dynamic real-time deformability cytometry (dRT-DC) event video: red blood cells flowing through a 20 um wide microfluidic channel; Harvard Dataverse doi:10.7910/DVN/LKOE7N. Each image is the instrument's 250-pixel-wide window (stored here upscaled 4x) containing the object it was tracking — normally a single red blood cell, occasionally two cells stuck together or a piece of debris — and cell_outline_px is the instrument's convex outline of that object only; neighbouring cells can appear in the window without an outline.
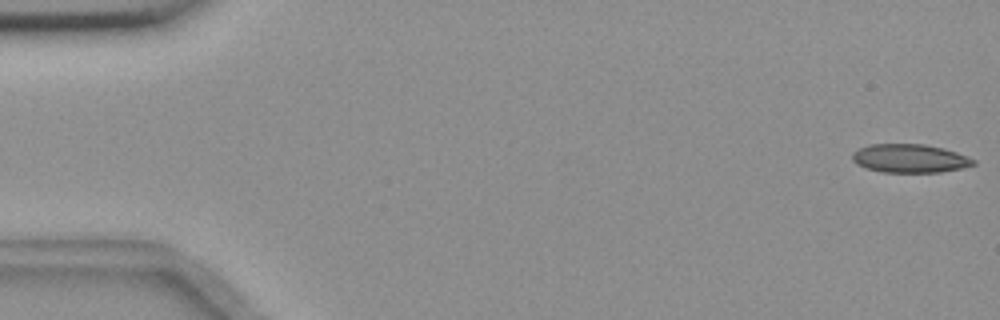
{"species": "common noctule bat (a hibernating species)", "species_latin": "Nyctalus noctula", "temperature_condition": "room temperature", "stored_images_in_passage": 55, "camera_frame_rate_fps": 3000, "um_per_image_px": 0.085, "animal": {"sex": "female", "body_mass_g": 18.4}, "frame": {"image": 1, "passage_image": 1, "time_ms": 0.0, "image_size_px": [1000, 320], "cell_outline_px": [[976, 164], [960, 168], [940, 172], [880, 172], [864, 168], [856, 164], [852, 160], [852, 152], [868, 144], [924, 144], [944, 148], [956, 152], [976, 160]], "centroid_in_image_um": [77.29, 13.46], "position_along_channel_um": 7.7, "area_um2": 20.23}}
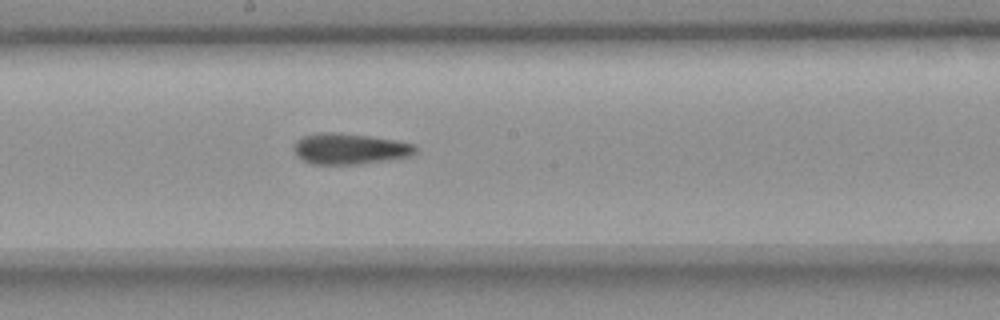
{"frame": {"image": 2, "passage_image": 30, "time_ms": 9.667, "image_size_px": [1000, 320], "cell_outline_px": [[416, 152], [408, 156], [388, 160], [360, 164], [312, 164], [296, 156], [292, 148], [296, 140], [304, 136], [320, 132], [336, 132], [400, 140], [416, 144]], "centroid_in_image_um": [29.72, 12.64], "position_along_channel_um": 218.5, "area_um2": 22.08}}
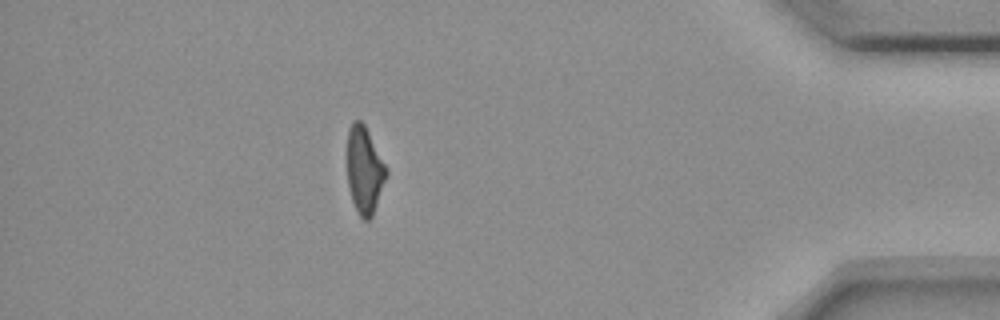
{"frame": {"image": 3, "passage_image": 49, "time_ms": 16.0, "image_size_px": [1000, 320], "cell_outline_px": [[388, 176], [372, 216], [368, 220], [364, 220], [360, 216], [352, 200], [348, 184], [348, 128], [352, 120], [360, 120], [364, 124], [388, 168]], "centroid_in_image_um": [31.0, 14.45], "position_along_channel_um": 404.2, "area_um2": 19.83}, "authors_computed_cell_mechanics": {"area_um2": 21.386, "velocity_mm_per_s": 3.6648, "shape_relaxation_time_tau1_ms": null, "shape_relaxation_time_tau2_ms": 3.6341, "deformation_change_tau1": null, "deformation_change_tau2": 0.1306}}